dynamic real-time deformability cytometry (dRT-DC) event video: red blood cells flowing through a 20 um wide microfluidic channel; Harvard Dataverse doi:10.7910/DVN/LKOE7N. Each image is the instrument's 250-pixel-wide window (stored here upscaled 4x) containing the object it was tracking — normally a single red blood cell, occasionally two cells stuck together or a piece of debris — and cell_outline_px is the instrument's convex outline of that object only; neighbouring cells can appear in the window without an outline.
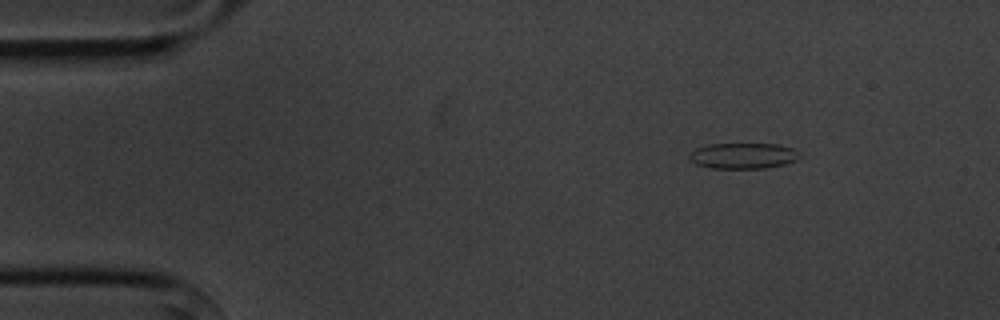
{"species": "common noctule bat (a hibernating species)", "species_latin": "Nyctalus noctula", "temperature_condition": "cold", "stored_images_in_passage": 4, "camera_frame_rate_fps": 3000, "um_per_image_px": 0.085, "animal": {"sex": "male", "body_mass_g": 20.1, "forearm_length_mm": 53.5}, "frame": {"image": 1, "passage_image": 1, "time_ms": 0.0, "image_size_px": [1000, 320], "cell_outline_px": [[800, 156], [796, 160], [784, 164], [768, 168], [712, 168], [696, 164], [688, 156], [696, 148], [708, 144], [776, 144], [792, 148]], "centroid_in_image_um": [63.16, 13.24], "position_along_channel_um": 21.8, "area_um2": 16.36}}